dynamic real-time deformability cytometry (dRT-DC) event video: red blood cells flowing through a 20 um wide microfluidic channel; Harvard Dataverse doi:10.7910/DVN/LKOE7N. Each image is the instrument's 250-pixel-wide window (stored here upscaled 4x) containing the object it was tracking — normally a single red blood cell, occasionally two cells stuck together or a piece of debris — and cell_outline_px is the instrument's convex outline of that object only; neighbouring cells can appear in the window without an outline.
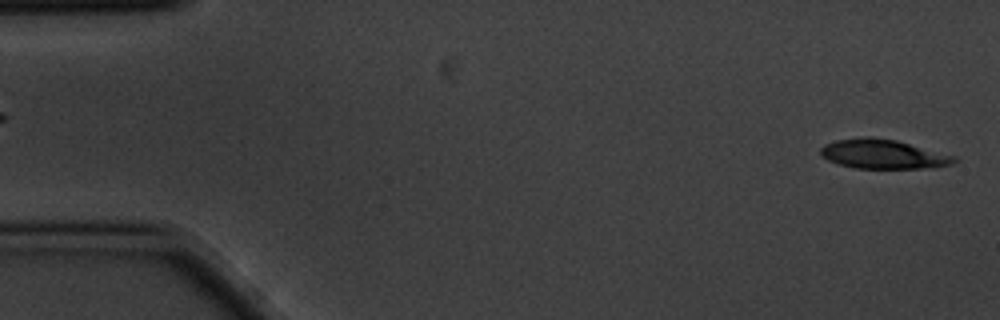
{"species": "common noctule bat (a hibernating species)", "species_latin": "Nyctalus noctula", "temperature_condition": "cold", "stored_images_in_passage": 5, "segment_of_instrument_passage": [2, 2], "camera_frame_rate_fps": 3000, "um_per_image_px": 0.085, "animal": {"sex": "male", "body_mass_g": 20.1, "forearm_length_mm": 53.5}, "frame": {"image": 1, "passage_image": 5, "time_ms": 1.333, "image_size_px": [1000, 320], "cell_outline_px": [[956, 160], [952, 164], [932, 168], [856, 168], [840, 164], [828, 160], [820, 156], [820, 148], [824, 144], [836, 140], [868, 136], [872, 136], [896, 140], [956, 156]], "centroid_in_image_um": [75.05, 13.09], "position_along_channel_um": 10.0, "area_um2": 22.83}}